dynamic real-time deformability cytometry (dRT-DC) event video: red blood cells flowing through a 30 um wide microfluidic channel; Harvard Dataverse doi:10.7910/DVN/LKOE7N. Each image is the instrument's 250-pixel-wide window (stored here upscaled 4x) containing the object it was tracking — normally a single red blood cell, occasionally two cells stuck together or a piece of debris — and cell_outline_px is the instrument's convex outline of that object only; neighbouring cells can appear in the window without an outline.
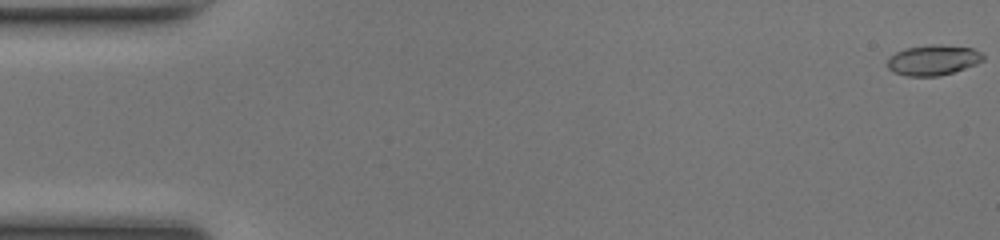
{"species": "common noctule bat (a hibernating species)", "species_latin": "Nyctalus noctula", "temperature_condition": "room temperature", "stored_images_in_passage": 50, "camera_frame_rate_fps": 3000, "um_per_image_px": 0.085, "animal": {"sex": "female", "body_mass_g": 17.0, "forearm_length_mm": 48.0}, "frame": {"image": 1, "passage_image": 1, "time_ms": 0.0, "image_size_px": [1000, 240], "cell_outline_px": [[984, 60], [976, 64], [940, 76], [908, 76], [892, 72], [888, 68], [888, 56], [904, 48], [928, 44], [940, 44], [972, 48], [980, 52], [984, 56]], "centroid_in_image_um": [79.29, 5.09], "position_along_channel_um": 5.7, "area_um2": 17.05}}
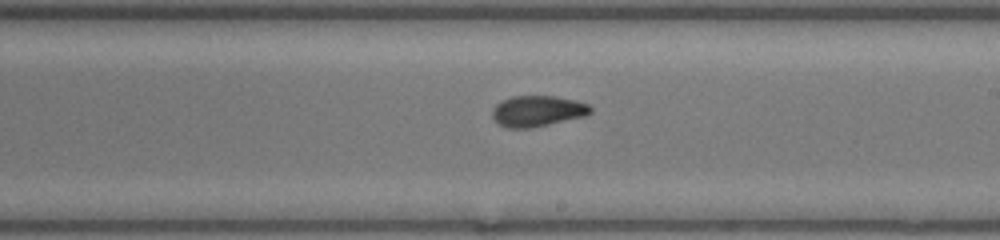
{"frame": {"image": 2, "passage_image": 29, "time_ms": 9.333, "image_size_px": [1000, 240], "cell_outline_px": [[592, 112], [584, 116], [532, 128], [508, 128], [500, 124], [492, 116], [492, 108], [500, 100], [512, 96], [552, 96], [576, 100], [588, 104], [592, 108]], "centroid_in_image_um": [45.67, 9.43], "position_along_channel_um": 243.3, "area_um2": 17.69}}
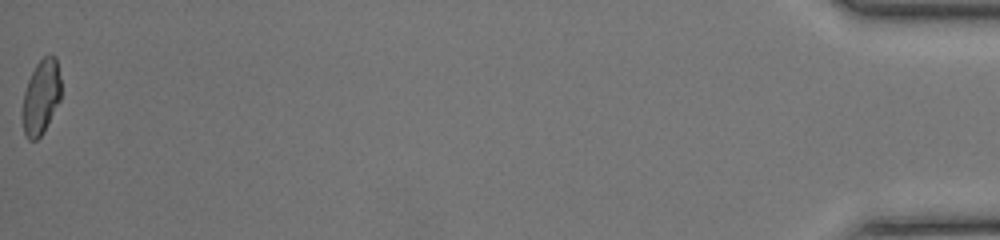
{"frame": {"image": 3, "passage_image": 50, "time_ms": 16.333, "image_size_px": [1000, 240], "cell_outline_px": [[60, 100], [44, 132], [36, 140], [28, 140], [24, 132], [20, 112], [24, 92], [28, 80], [36, 64], [44, 56], [56, 56], [60, 76]], "centroid_in_image_um": [3.46, 8.28], "position_along_channel_um": 431.7, "area_um2": 16.99}, "authors_computed_cell_mechanics": {"area_um2": 17.2533, "velocity_mm_per_s": 4.249, "shape_relaxation_time_tau1_ms": 4.8296, "shape_relaxation_time_tau2_ms": 2.5156, "deformation_change_tau1": 0.1736, "deformation_change_tau2": 0.0859}}